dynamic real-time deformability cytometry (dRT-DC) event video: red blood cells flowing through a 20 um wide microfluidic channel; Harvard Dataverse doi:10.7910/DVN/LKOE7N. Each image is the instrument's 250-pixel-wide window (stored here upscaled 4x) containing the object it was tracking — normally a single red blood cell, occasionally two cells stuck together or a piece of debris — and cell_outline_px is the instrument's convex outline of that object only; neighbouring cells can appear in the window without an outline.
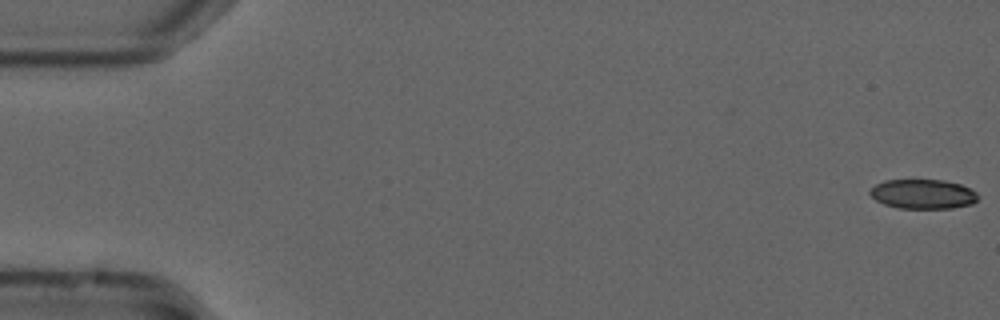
{"species": "common noctule bat (a hibernating species)", "species_latin": "Nyctalus noctula", "temperature_condition": "cold", "stored_images_in_passage": 55, "camera_frame_rate_fps": 3000, "um_per_image_px": 0.085, "animal": {"sex": "male", "forearm_length_mm": 52.5}, "frame": {"image": 1, "passage_image": 1, "time_ms": 0.0, "image_size_px": [1000, 320], "cell_outline_px": [[976, 200], [972, 204], [952, 208], [900, 208], [884, 204], [876, 200], [868, 192], [876, 184], [884, 180], [944, 180], [960, 184], [976, 192]], "centroid_in_image_um": [78.43, 16.49], "position_along_channel_um": 6.6, "area_um2": 18.38}}
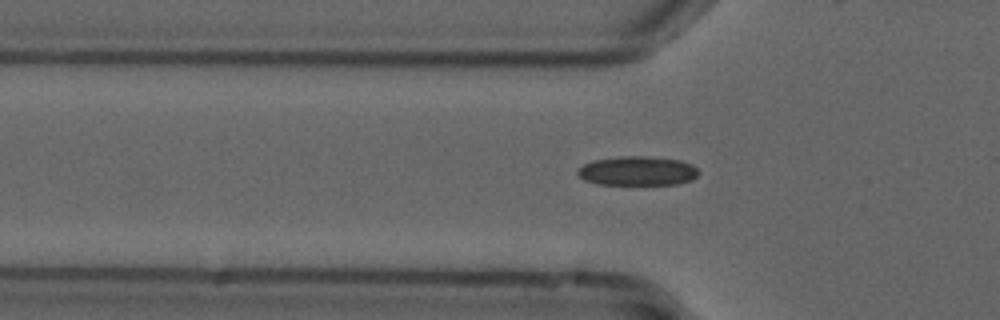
{"frame": {"image": 2, "passage_image": 18, "time_ms": 5.667, "image_size_px": [1000, 320], "cell_outline_px": [[700, 172], [692, 180], [676, 184], [596, 184], [584, 180], [576, 172], [584, 164], [592, 160], [620, 156], [644, 156], [680, 160], [692, 164]], "centroid_in_image_um": [54.18, 14.52], "position_along_channel_um": 71.6, "area_um2": 20.58}}
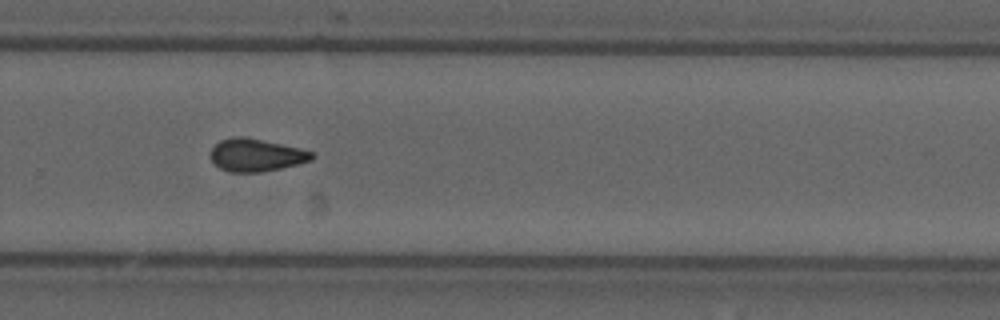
{"frame": {"image": 3, "passage_image": 37, "time_ms": 12.0, "image_size_px": [1000, 320], "cell_outline_px": [[316, 156], [312, 160], [280, 168], [260, 172], [228, 172], [220, 168], [208, 156], [212, 148], [220, 140], [236, 136], [244, 136], [300, 148], [312, 152]], "centroid_in_image_um": [21.75, 13.18], "position_along_channel_um": 308.1, "area_um2": 19.25}, "authors_computed_cell_mechanics": {"area_um2": 19.4208, "velocity_mm_per_s": 3.7309, "shape_relaxation_time_tau1_ms": null, "shape_relaxation_time_tau2_ms": 3.3762, "deformation_change_tau1": null, "deformation_change_tau2": 0.0841}}